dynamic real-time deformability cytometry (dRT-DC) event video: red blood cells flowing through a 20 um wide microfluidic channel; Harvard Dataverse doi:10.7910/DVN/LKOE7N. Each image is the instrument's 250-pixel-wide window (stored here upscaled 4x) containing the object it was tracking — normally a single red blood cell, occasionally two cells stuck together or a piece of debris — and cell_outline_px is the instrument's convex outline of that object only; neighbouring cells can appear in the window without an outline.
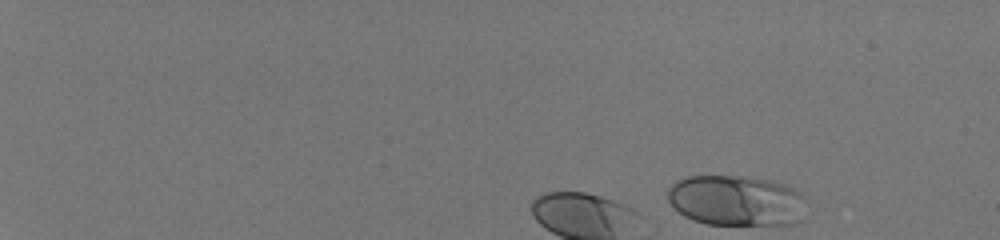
{"species": "human", "species_latin": "Homo sapiens", "temperature_condition": "room temperature", "stored_images_in_passage": 8, "camera_frame_rate_fps": 3000, "um_per_image_px": 0.085, "donor": {"sex": "male"}, "frame": {"image": 1, "passage_image": 1, "time_ms": 0.0, "image_size_px": [1000, 240], "cell_outline_px": [[808, 200], [804, 220], [792, 224], [708, 224], [692, 220], [684, 216], [672, 208], [668, 200], [668, 188], [676, 180], [684, 176], [740, 176], [772, 180], [788, 184], [800, 192]], "centroid_in_image_um": [62.63, 17.04], "position_along_channel_um": 22.4, "area_um2": 41.85}}